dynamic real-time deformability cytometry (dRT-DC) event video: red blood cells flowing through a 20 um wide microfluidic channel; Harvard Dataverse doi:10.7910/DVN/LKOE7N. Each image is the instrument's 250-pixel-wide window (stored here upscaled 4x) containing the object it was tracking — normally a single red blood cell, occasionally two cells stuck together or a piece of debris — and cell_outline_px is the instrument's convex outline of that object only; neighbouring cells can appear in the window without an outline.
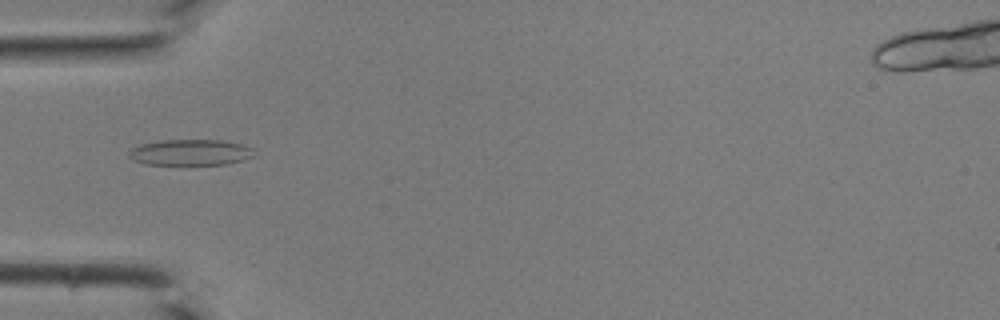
{"species": "common noctule bat (a hibernating species)", "species_latin": "Nyctalus noctula", "temperature_condition": "room temperature", "stored_images_in_passage": 15, "camera_frame_rate_fps": 3000, "um_per_image_px": 0.085, "animal": {"sex": "male", "body_mass_g": 19.0, "forearm_length_mm": 50.8}, "frame": {"image": 1, "passage_image": 2, "time_ms": 0.333, "image_size_px": [1000, 320], "cell_outline_px": [[256, 156], [224, 164], [144, 164], [132, 160], [128, 156], [128, 152], [132, 148], [140, 144], [160, 140], [220, 140], [244, 144], [256, 148]], "centroid_in_image_um": [16.21, 12.94], "position_along_channel_um": 68.8, "area_um2": 19.13}}
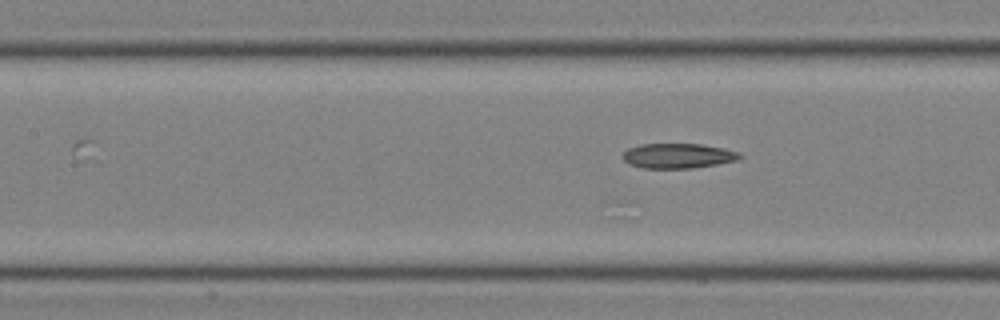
{"frame": {"image": 2, "passage_image": 7, "time_ms": 2.0, "image_size_px": [1000, 320], "cell_outline_px": [[744, 156], [740, 160], [692, 168], [644, 168], [628, 164], [620, 156], [628, 148], [640, 144], [700, 144], [724, 148], [740, 152]], "centroid_in_image_um": [57.64, 13.24], "position_along_channel_um": 149.8, "area_um2": 17.17}}
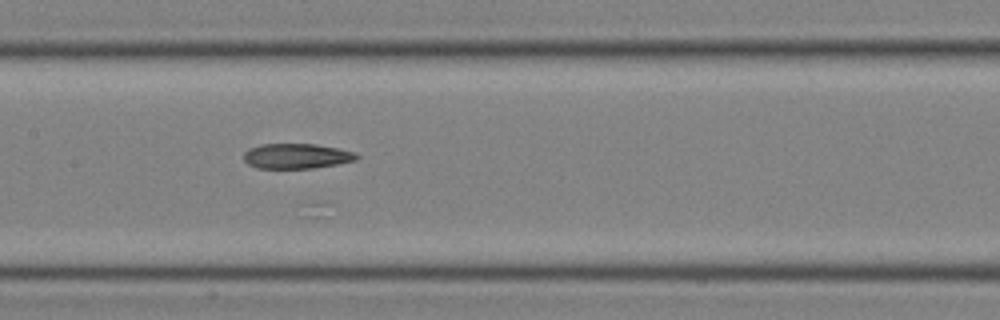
{"frame": {"image": 3, "passage_image": 9, "time_ms": 2.667, "image_size_px": [1000, 320], "cell_outline_px": [[360, 156], [356, 160], [336, 164], [312, 168], [256, 168], [248, 164], [244, 160], [244, 152], [248, 148], [260, 144], [316, 144], [356, 152]], "centroid_in_image_um": [25.19, 13.26], "position_along_channel_um": 182.2, "area_um2": 16.53}}